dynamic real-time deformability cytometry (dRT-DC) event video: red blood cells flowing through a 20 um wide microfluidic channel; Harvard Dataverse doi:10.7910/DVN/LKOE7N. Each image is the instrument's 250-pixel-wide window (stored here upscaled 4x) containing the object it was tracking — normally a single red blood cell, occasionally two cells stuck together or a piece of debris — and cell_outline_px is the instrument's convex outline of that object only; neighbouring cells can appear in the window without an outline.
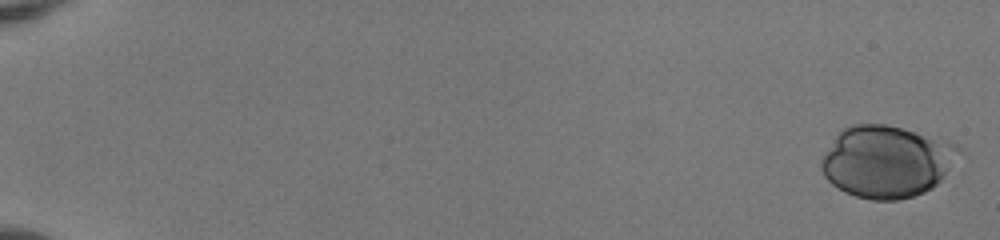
{"species": "human", "species_latin": "Homo sapiens", "temperature_condition": "room temperature", "stored_images_in_passage": 53, "camera_frame_rate_fps": 3000, "um_per_image_px": 0.085, "donor": {"sex": "female"}, "frame": {"image": 1, "passage_image": 1, "time_ms": 0.0, "image_size_px": [1000, 240], "cell_outline_px": [[964, 152], [940, 180], [932, 188], [924, 192], [900, 200], [872, 200], [856, 196], [844, 192], [832, 184], [824, 176], [820, 168], [820, 164], [824, 156], [840, 128], [852, 124], [884, 124], [948, 140], [956, 144]], "centroid_in_image_um": [75.38, 13.73], "position_along_channel_um": 9.6, "area_um2": 57.8}}
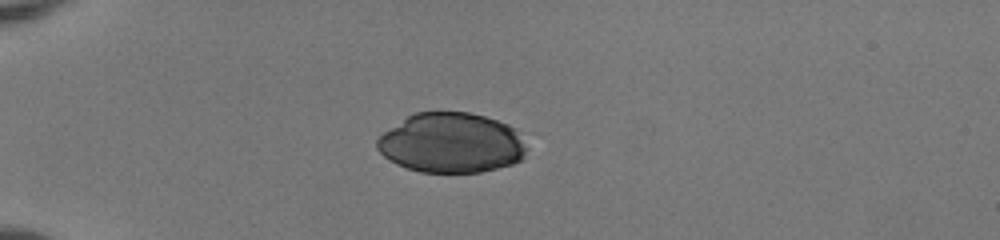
{"frame": {"image": 2, "passage_image": 16, "time_ms": 5.0, "image_size_px": [1000, 240], "cell_outline_px": [[524, 160], [512, 164], [480, 172], [420, 172], [396, 164], [388, 160], [376, 148], [376, 140], [384, 132], [408, 116], [416, 112], [468, 112], [484, 116], [508, 124], [516, 128], [524, 148]], "centroid_in_image_um": [38.34, 12.15], "position_along_channel_um": 46.7, "area_um2": 52.02}}
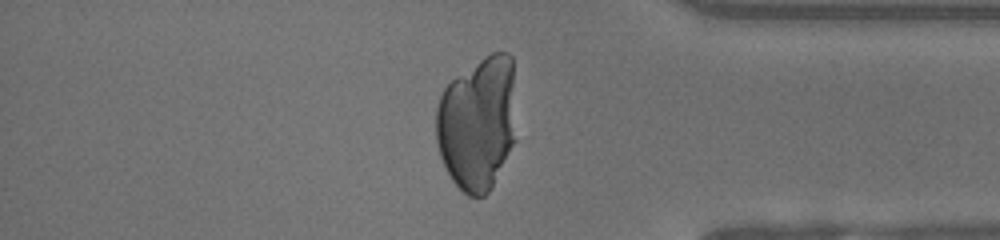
{"frame": {"image": 3, "passage_image": 46, "time_ms": 15.0, "image_size_px": [1000, 240], "cell_outline_px": [[516, 140], [492, 188], [484, 196], [468, 196], [452, 180], [440, 156], [436, 140], [436, 108], [440, 96], [444, 88], [456, 76], [484, 56], [492, 52], [508, 52], [512, 56]], "centroid_in_image_um": [40.6, 10.47], "position_along_channel_um": 394.6, "area_um2": 63.18}}